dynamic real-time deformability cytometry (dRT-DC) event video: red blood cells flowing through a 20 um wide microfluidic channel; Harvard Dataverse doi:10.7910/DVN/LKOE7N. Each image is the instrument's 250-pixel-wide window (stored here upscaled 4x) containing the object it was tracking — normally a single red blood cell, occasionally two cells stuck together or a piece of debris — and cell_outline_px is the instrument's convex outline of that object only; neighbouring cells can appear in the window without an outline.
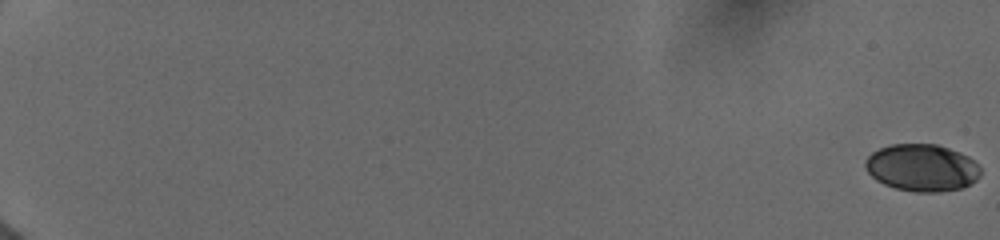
{"species": "human", "species_latin": "Homo sapiens", "temperature_condition": "cold", "stored_images_in_passage": 61, "camera_frame_rate_fps": 3000, "um_per_image_px": 0.085, "donor": {"sex": "female"}, "frame": {"image": 1, "passage_image": 1, "time_ms": 0.0, "image_size_px": [1000, 240], "cell_outline_px": [[980, 176], [976, 180], [960, 188], [940, 192], [912, 192], [896, 188], [884, 184], [876, 180], [864, 168], [864, 160], [872, 152], [880, 148], [892, 144], [936, 144], [960, 152], [968, 156], [980, 168]], "centroid_in_image_um": [78.33, 14.25], "position_along_channel_um": 6.7, "area_um2": 31.67}}
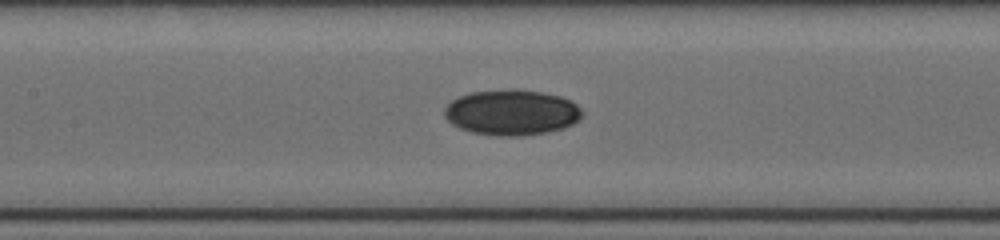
{"frame": {"image": 2, "passage_image": 31, "time_ms": 10.0, "image_size_px": [1000, 240], "cell_outline_px": [[584, 112], [580, 120], [564, 128], [548, 132], [520, 136], [496, 136], [472, 132], [460, 128], [452, 124], [444, 116], [444, 108], [452, 100], [468, 92], [508, 88], [520, 88], [560, 96], [572, 100]], "centroid_in_image_um": [43.5, 9.54], "position_along_channel_um": 163.9, "area_um2": 37.11}}
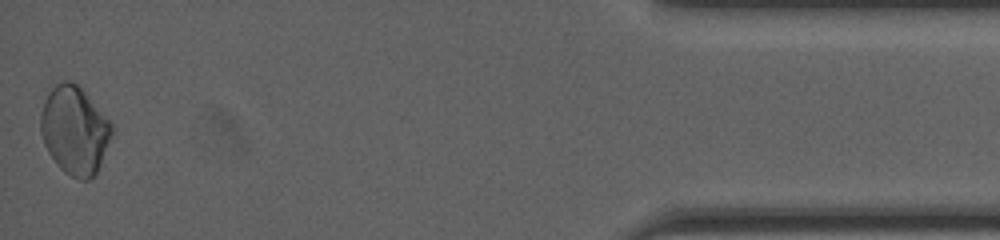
{"frame": {"image": 3, "passage_image": 60, "time_ms": 18.333, "image_size_px": [1000, 240], "cell_outline_px": [[116, 128], [96, 172], [88, 180], [80, 180], [64, 172], [56, 164], [48, 152], [44, 144], [40, 132], [40, 112], [44, 100], [52, 88], [56, 84], [64, 80], [72, 80], [84, 92]], "centroid_in_image_um": [6.33, 11.08], "position_along_channel_um": 428.9, "area_um2": 36.47}}